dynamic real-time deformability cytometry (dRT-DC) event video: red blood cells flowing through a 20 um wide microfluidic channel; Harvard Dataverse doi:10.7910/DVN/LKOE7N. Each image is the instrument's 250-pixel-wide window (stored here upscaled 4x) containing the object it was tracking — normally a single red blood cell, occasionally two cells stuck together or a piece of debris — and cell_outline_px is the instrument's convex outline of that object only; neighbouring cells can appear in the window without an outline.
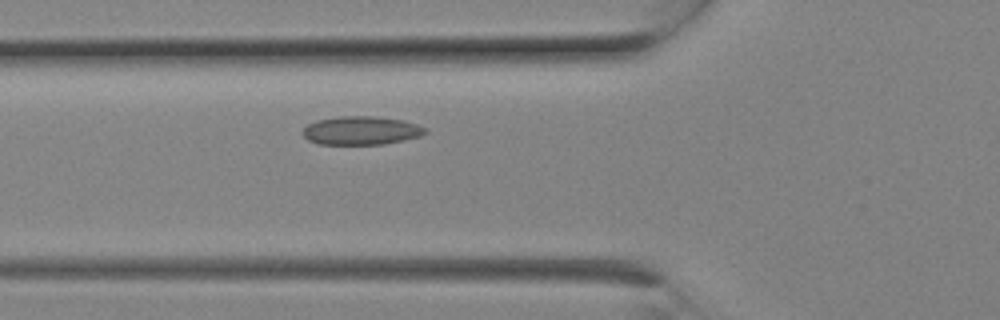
{"species": "Egyptian fruit bat (a non-hibernating species)", "species_latin": "Rousettus aegyptiacus", "temperature_condition": "room temperature", "stored_images_in_passage": 4, "camera_frame_rate_fps": 3000, "um_per_image_px": 0.085, "animal": {"sex": "female"}, "frame": {"image": 1, "passage_image": 4, "time_ms": 1.0, "image_size_px": [1000, 320], "cell_outline_px": [[428, 132], [420, 136], [404, 140], [384, 144], [316, 144], [308, 140], [300, 132], [308, 124], [316, 120], [340, 116], [372, 116], [400, 120], [416, 124], [428, 128]], "centroid_in_image_um": [30.68, 11.1], "position_along_channel_um": 95.1, "area_um2": 20.4}}